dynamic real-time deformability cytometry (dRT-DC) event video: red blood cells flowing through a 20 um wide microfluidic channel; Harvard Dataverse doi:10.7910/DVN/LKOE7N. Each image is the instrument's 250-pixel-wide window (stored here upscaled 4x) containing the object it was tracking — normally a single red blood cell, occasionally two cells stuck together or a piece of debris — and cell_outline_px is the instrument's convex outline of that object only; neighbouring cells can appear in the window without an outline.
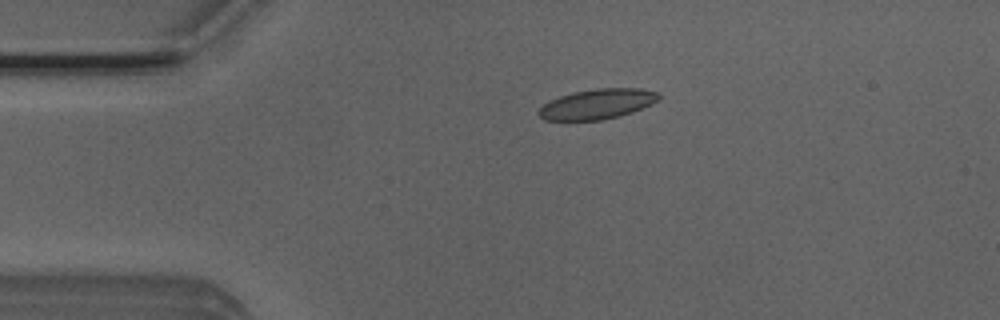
{"species": "Egyptian fruit bat (a non-hibernating species)", "species_latin": "Rousettus aegyptiacus", "temperature_condition": "room temperature", "stored_images_in_passage": 4, "camera_frame_rate_fps": 3000, "um_per_image_px": 0.085, "animal": {"sex": "male"}, "frame": {"image": 1, "passage_image": 3, "time_ms": 0.667, "image_size_px": [1000, 320], "cell_outline_px": [[660, 96], [652, 104], [632, 112], [620, 116], [604, 120], [544, 120], [536, 112], [544, 104], [560, 96], [572, 92], [596, 88], [640, 88], [660, 92]], "centroid_in_image_um": [50.79, 8.84], "position_along_channel_um": 34.2, "area_um2": 21.1}}